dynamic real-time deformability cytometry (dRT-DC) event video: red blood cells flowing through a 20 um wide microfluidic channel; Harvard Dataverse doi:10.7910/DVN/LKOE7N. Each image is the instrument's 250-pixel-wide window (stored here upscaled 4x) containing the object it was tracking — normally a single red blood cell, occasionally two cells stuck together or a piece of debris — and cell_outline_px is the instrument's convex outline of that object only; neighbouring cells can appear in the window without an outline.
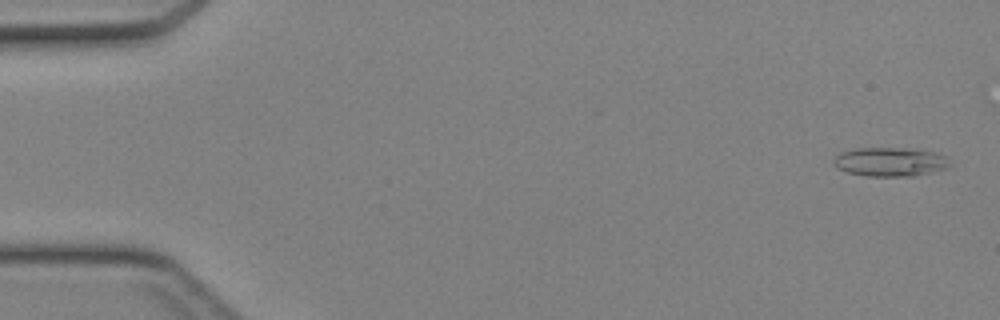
{"species": "Egyptian fruit bat (a non-hibernating species)", "species_latin": "Rousettus aegyptiacus", "temperature_condition": "cold", "stored_images_in_passage": 45, "camera_frame_rate_fps": 3000, "um_per_image_px": 0.085, "animal": {"sex": "female"}, "frame": {"image": 1, "passage_image": 2, "time_ms": 0.333, "image_size_px": [1000, 320], "cell_outline_px": [[952, 164], [948, 168], [916, 176], [868, 176], [848, 172], [836, 168], [832, 164], [832, 160], [840, 152], [856, 148], [904, 148], [932, 152], [944, 156]], "centroid_in_image_um": [75.63, 13.76], "position_along_channel_um": 9.4, "area_um2": 19.65}}
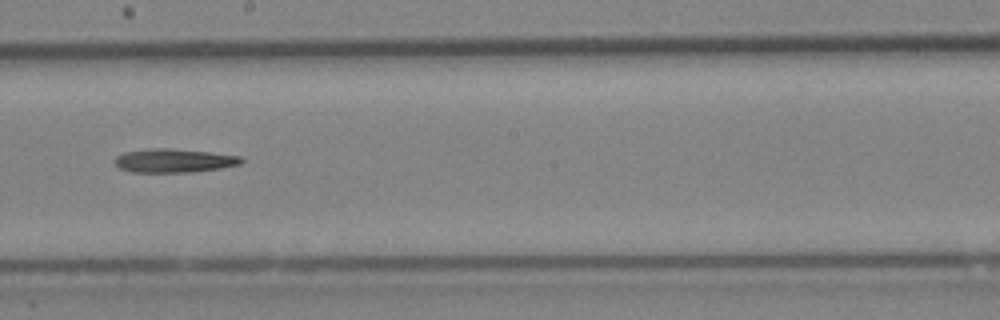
{"frame": {"image": 2, "passage_image": 26, "time_ms": 8.333, "image_size_px": [1000, 320], "cell_outline_px": [[244, 160], [240, 164], [220, 168], [192, 172], [132, 172], [120, 168], [116, 164], [116, 156], [124, 152], [152, 148], [168, 148], [208, 152], [240, 156]], "centroid_in_image_um": [14.79, 13.65], "position_along_channel_um": 233.4, "area_um2": 17.28}}
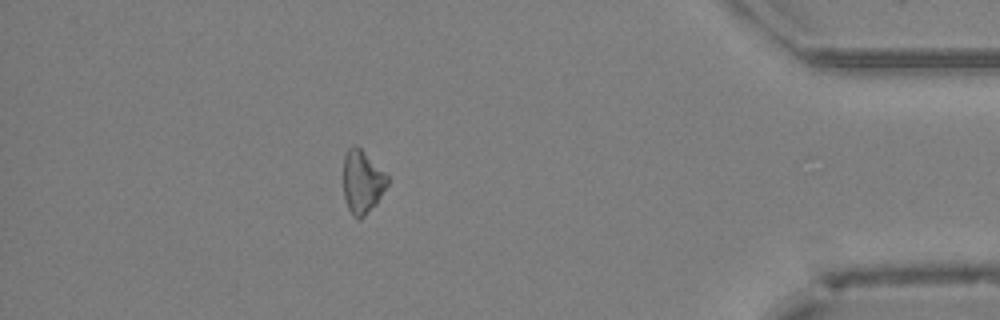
{"frame": {"image": 3, "passage_image": 40, "time_ms": 13.0, "image_size_px": [1000, 320], "cell_outline_px": [[388, 184], [376, 204], [360, 220], [352, 216], [348, 208], [344, 196], [344, 156], [348, 148], [352, 144], [356, 144], [388, 176]], "centroid_in_image_um": [30.78, 15.46], "position_along_channel_um": 404.4, "area_um2": 16.13}}